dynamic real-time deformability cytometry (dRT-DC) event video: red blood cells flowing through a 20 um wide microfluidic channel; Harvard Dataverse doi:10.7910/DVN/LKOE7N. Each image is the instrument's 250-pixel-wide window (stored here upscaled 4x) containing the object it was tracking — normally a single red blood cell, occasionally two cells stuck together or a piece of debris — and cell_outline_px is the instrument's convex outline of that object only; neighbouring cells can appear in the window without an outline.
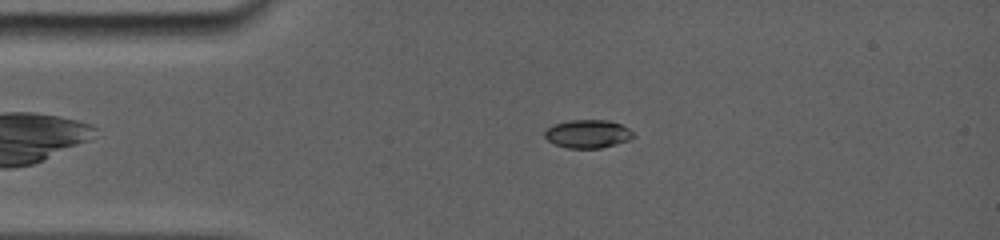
{"species": "common noctule bat (a hibernating species)", "species_latin": "Nyctalus noctula", "temperature_condition": "room temperature", "stored_images_in_passage": 30, "camera_frame_rate_fps": 5000, "um_per_image_px": 0.085, "animal": {"sex": "female", "body_mass_g": 19.0, "forearm_length_mm": 56.7}, "frame": {"image": 1, "passage_image": 7, "time_ms": 3.2, "image_size_px": [1000, 240], "cell_outline_px": [[632, 136], [624, 140], [600, 148], [572, 148], [556, 144], [548, 140], [544, 136], [544, 132], [548, 128], [556, 124], [572, 120], [608, 120], [620, 124], [628, 128], [632, 132]], "centroid_in_image_um": [49.92, 11.36], "position_along_channel_um": 35.1, "area_um2": 13.99}}
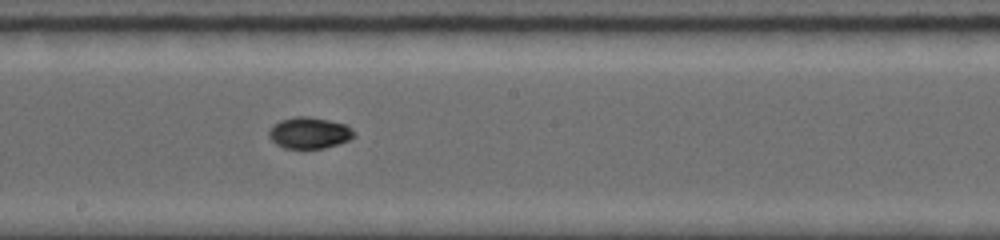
{"frame": {"image": 2, "passage_image": 17, "time_ms": 8.8, "image_size_px": [1000, 240], "cell_outline_px": [[352, 136], [348, 140], [324, 148], [284, 148], [276, 144], [268, 136], [268, 132], [280, 120], [296, 116], [308, 116], [328, 120], [344, 124], [352, 132]], "centroid_in_image_um": [26.23, 11.29], "position_along_channel_um": 222.0, "area_um2": 15.09}}
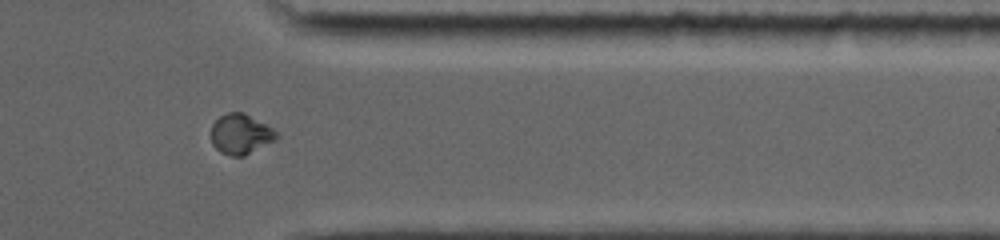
{"frame": {"image": 3, "passage_image": 25, "time_ms": 13.2, "image_size_px": [1000, 240], "cell_outline_px": [[280, 136], [276, 140], [244, 156], [232, 156], [220, 152], [212, 144], [212, 124], [220, 116], [228, 112], [244, 112], [272, 128]], "centroid_in_image_um": [20.47, 11.4], "position_along_channel_um": 390.9, "area_um2": 15.26}, "authors_computed_cell_mechanics": {"area_um2": 15.0858, "velocity_mm_per_s": 3.8425, "shape_relaxation_time_tau1_ms": 7.3768, "shape_relaxation_time_tau2_ms": 4.6546, "deformation_change_tau1": 0.1854, "deformation_change_tau2": 0.0426}}